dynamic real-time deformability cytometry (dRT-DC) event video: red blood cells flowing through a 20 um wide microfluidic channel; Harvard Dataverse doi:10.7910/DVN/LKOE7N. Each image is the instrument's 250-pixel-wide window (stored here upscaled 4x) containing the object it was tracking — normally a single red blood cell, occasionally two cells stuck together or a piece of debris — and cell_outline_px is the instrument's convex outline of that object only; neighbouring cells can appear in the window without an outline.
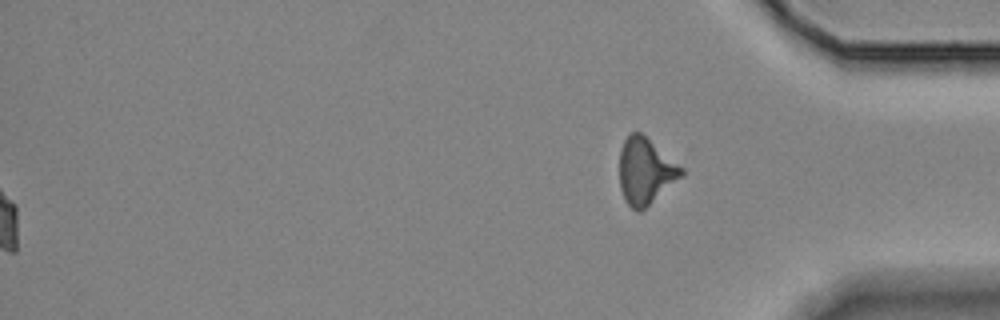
{"species": "Egyptian fruit bat (a non-hibernating species)", "species_latin": "Rousettus aegyptiacus", "temperature_condition": "room temperature", "stored_images_in_passage": 46, "segment_of_instrument_passage": [2, 2], "camera_frame_rate_fps": 3000, "um_per_image_px": 0.085, "animal": {"sex": "female"}, "frame": {"image": 1, "passage_image": 46, "time_ms": 15.0, "image_size_px": [1000, 320], "cell_outline_px": [[684, 176], [640, 212], [636, 212], [624, 200], [620, 188], [620, 148], [624, 140], [632, 132], [640, 132], [684, 168]], "centroid_in_image_um": [54.87, 14.57], "position_along_channel_um": 380.3, "area_um2": 23.93}}